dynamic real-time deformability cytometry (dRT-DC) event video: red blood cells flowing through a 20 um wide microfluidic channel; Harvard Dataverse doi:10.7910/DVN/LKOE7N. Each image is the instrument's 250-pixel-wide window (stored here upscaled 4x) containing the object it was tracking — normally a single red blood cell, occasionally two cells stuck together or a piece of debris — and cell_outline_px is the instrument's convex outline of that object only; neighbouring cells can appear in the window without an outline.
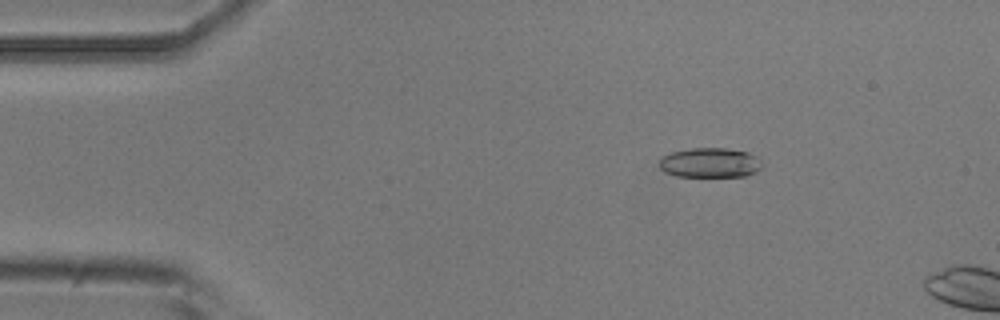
{"species": "common noctule bat (a hibernating species)", "species_latin": "Nyctalus noctula", "temperature_condition": "room temperature", "stored_images_in_passage": 3, "camera_frame_rate_fps": 3000, "um_per_image_px": 0.085, "animal": {"sex": "male", "body_mass_g": 20.5, "forearm_length_mm": 52.5}, "frame": {"image": 1, "passage_image": 2, "time_ms": 2.0, "image_size_px": [1000, 320], "cell_outline_px": [[764, 164], [756, 172], [744, 176], [676, 176], [664, 172], [656, 164], [660, 156], [672, 152], [692, 148], [728, 148], [748, 152], [756, 156]], "centroid_in_image_um": [60.31, 13.82], "position_along_channel_um": 24.7, "area_um2": 18.09}}